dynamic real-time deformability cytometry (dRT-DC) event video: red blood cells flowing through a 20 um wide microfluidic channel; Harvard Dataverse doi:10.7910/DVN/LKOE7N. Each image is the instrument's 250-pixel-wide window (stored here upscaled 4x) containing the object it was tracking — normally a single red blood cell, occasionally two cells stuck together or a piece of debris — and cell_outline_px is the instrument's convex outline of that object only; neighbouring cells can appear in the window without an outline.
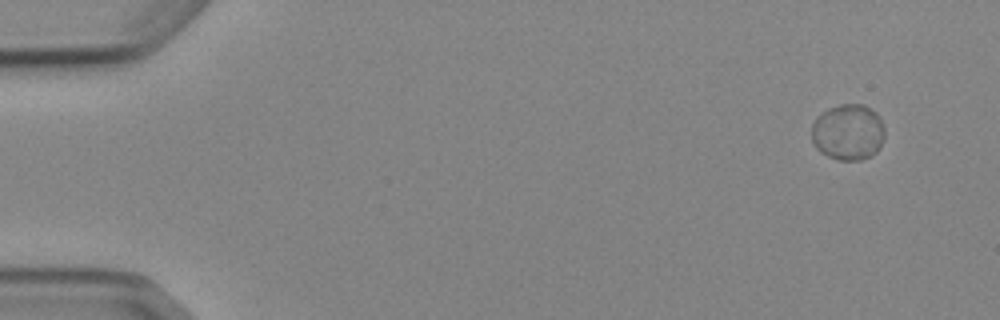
{"species": "Egyptian fruit bat (a non-hibernating species)", "species_latin": "Rousettus aegyptiacus", "temperature_condition": "cold", "stored_images_in_passage": 6, "camera_frame_rate_fps": 3000, "um_per_image_px": 0.085, "animal": {"sex": "female"}, "frame": {"image": 1, "passage_image": 1, "time_ms": 0.0, "image_size_px": [1000, 320], "cell_outline_px": [[884, 136], [876, 152], [872, 156], [860, 160], [840, 160], [828, 156], [820, 152], [816, 148], [812, 140], [812, 124], [816, 116], [828, 108], [840, 104], [864, 104], [876, 112], [884, 128]], "centroid_in_image_um": [72.07, 11.22], "position_along_channel_um": 12.9, "area_um2": 23.99}}
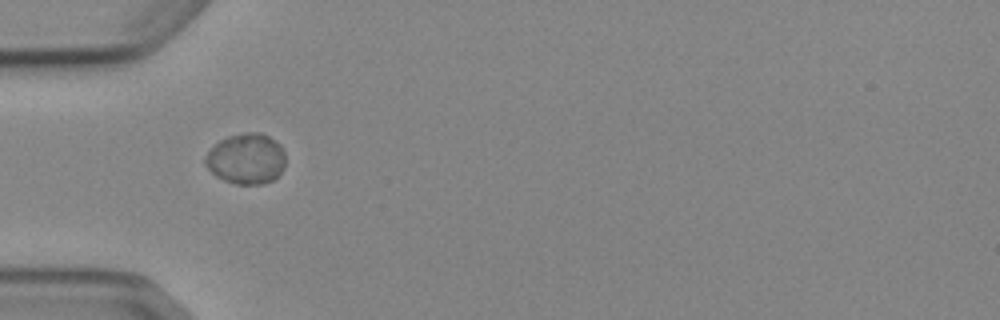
{"frame": {"image": 2, "passage_image": 5, "time_ms": 4.667, "image_size_px": [1000, 320], "cell_outline_px": [[284, 168], [272, 180], [264, 184], [236, 184], [224, 180], [216, 176], [204, 164], [204, 160], [208, 152], [220, 140], [228, 136], [244, 132], [260, 132], [268, 136], [280, 144], [284, 152]], "centroid_in_image_um": [20.93, 13.49], "position_along_channel_um": 64.1, "area_um2": 23.58}}
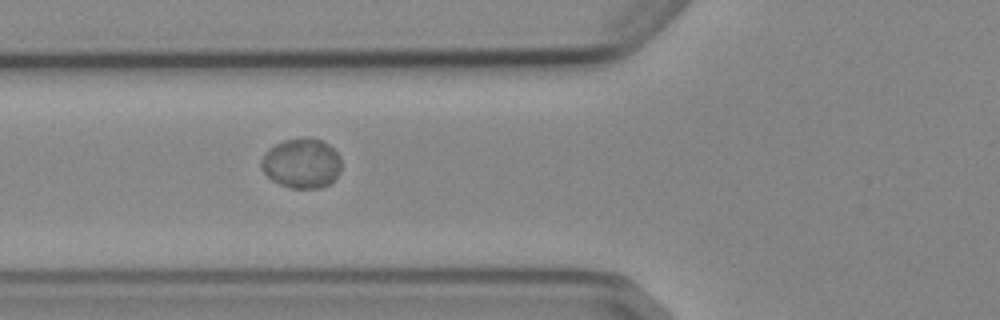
{"frame": {"image": 3, "passage_image": 6, "time_ms": 5.667, "image_size_px": [1000, 320], "cell_outline_px": [[340, 172], [328, 184], [320, 188], [292, 188], [280, 184], [272, 180], [264, 172], [260, 164], [260, 160], [264, 152], [268, 148], [284, 140], [320, 140], [328, 144], [340, 156]], "centroid_in_image_um": [25.61, 13.91], "position_along_channel_um": 100.2, "area_um2": 22.77}}